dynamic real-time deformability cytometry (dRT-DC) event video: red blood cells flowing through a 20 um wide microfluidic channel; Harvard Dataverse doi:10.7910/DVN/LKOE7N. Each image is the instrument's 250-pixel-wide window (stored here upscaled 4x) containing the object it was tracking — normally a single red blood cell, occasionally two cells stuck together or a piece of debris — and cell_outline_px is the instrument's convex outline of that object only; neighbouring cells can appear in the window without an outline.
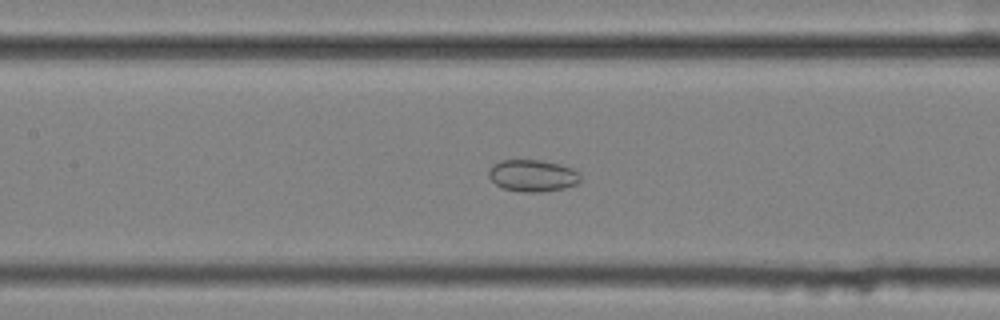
{"species": "common noctule bat (a hibernating species)", "species_latin": "Nyctalus noctula", "temperature_condition": "cold", "stored_images_in_passage": 58, "segment_of_instrument_passage": [2, 2], "camera_frame_rate_fps": 3000, "um_per_image_px": 0.085, "animal": {"sex": "female", "body_mass_g": 25.1}, "frame": {"image": 1, "passage_image": 28, "time_ms": 9.0, "image_size_px": [1000, 320], "cell_outline_px": [[580, 180], [576, 184], [564, 188], [540, 192], [524, 192], [504, 188], [496, 184], [488, 176], [488, 172], [492, 164], [500, 160], [540, 160], [560, 164], [572, 168], [580, 172]], "centroid_in_image_um": [45.27, 14.92], "position_along_channel_um": 162.1, "area_um2": 17.05}}
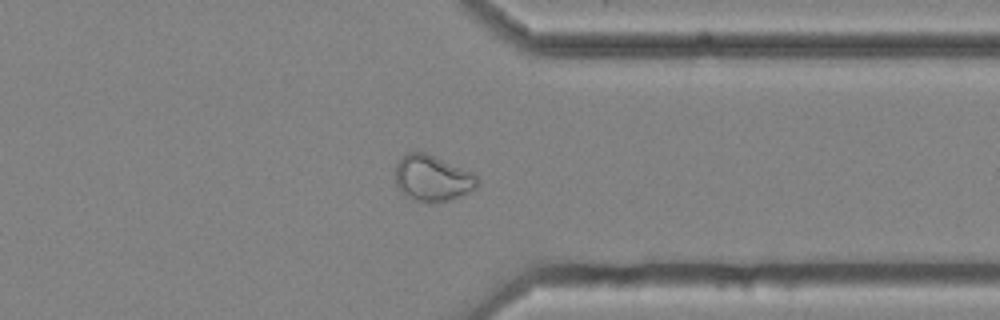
{"frame": {"image": 2, "passage_image": 46, "time_ms": 15.0, "image_size_px": [1000, 320], "cell_outline_px": [[480, 184], [476, 188], [460, 196], [448, 200], [432, 204], [428, 204], [412, 200], [404, 196], [396, 188], [396, 164], [408, 152], [428, 152], [472, 172], [480, 180]], "centroid_in_image_um": [36.75, 15.17], "position_along_channel_um": 374.6, "area_um2": 22.54}}